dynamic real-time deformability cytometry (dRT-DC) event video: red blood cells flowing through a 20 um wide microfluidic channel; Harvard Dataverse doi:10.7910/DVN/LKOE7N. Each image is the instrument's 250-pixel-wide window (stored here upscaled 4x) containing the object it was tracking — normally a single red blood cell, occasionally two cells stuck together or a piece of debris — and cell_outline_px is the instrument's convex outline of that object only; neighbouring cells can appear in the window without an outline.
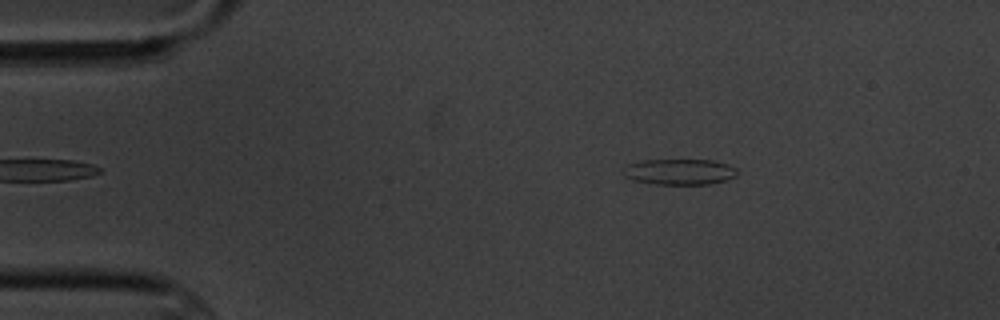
{"species": "common noctule bat (a hibernating species)", "species_latin": "Nyctalus noctula", "temperature_condition": "cold", "stored_images_in_passage": 4, "camera_frame_rate_fps": 3000, "um_per_image_px": 0.085, "animal": {"sex": "male", "body_mass_g": 20.1, "forearm_length_mm": 53.5}, "frame": {"image": 1, "passage_image": 4, "time_ms": 4.667, "image_size_px": [1000, 320], "cell_outline_px": [[736, 176], [728, 180], [712, 184], [652, 184], [632, 180], [624, 176], [620, 172], [628, 164], [644, 160], [712, 160], [728, 164], [736, 168]], "centroid_in_image_um": [57.74, 14.61], "position_along_channel_um": 27.3, "area_um2": 17.34}}